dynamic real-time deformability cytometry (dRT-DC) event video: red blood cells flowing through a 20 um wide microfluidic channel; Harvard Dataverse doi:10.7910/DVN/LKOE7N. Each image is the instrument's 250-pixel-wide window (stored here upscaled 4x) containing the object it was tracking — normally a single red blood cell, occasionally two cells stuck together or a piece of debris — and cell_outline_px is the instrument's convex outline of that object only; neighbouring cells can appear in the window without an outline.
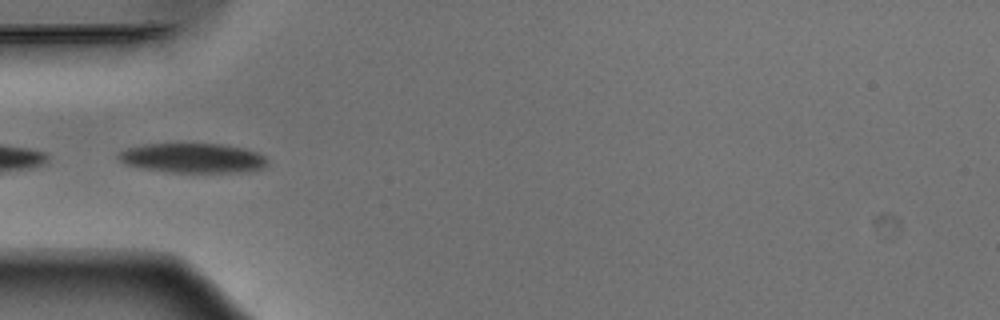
{"species": "Egyptian fruit bat (a non-hibernating species)", "species_latin": "Rousettus aegyptiacus", "temperature_condition": "warm", "stored_images_in_passage": 14, "camera_frame_rate_fps": 3000, "um_per_image_px": 0.085, "animal": {"sex": "male"}, "frame": {"image": 1, "passage_image": 3, "time_ms": 0.667, "image_size_px": [1000, 320], "cell_outline_px": [[268, 164], [260, 168], [240, 172], [168, 172], [140, 168], [124, 164], [116, 156], [116, 152], [128, 148], [144, 144], [220, 144], [244, 148], [256, 152], [264, 156], [268, 160]], "centroid_in_image_um": [16.33, 13.43], "position_along_channel_um": 68.7, "area_um2": 25.72}}